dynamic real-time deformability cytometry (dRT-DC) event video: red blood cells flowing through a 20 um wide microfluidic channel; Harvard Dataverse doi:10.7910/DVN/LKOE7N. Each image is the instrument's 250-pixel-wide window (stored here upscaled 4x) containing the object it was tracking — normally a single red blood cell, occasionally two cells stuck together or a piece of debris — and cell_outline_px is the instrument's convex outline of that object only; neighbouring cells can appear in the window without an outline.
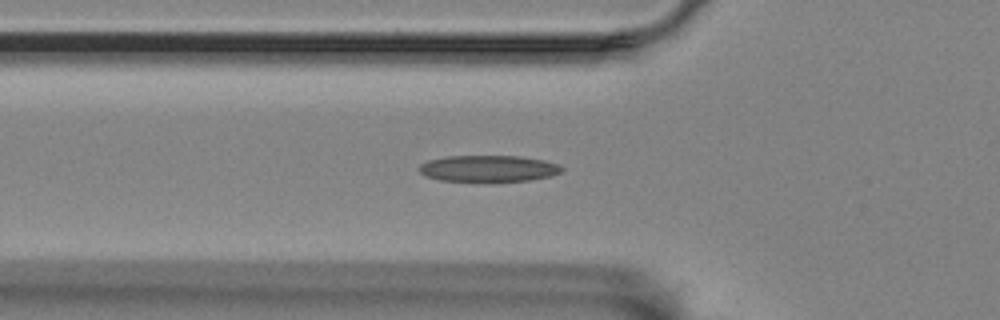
{"species": "Egyptian fruit bat (a non-hibernating species)", "species_latin": "Rousettus aegyptiacus", "temperature_condition": "room temperature", "stored_images_in_passage": 33, "camera_frame_rate_fps": 3000, "um_per_image_px": 0.085, "animal": {"sex": "female"}, "frame": {"image": 1, "passage_image": 2, "time_ms": 0.333, "image_size_px": [1000, 320], "cell_outline_px": [[564, 168], [560, 172], [552, 176], [528, 180], [492, 184], [472, 184], [440, 180], [424, 176], [416, 168], [420, 164], [428, 160], [448, 156], [520, 156], [544, 160], [560, 164]], "centroid_in_image_um": [41.48, 14.38], "position_along_channel_um": 84.3, "area_um2": 23.29}}
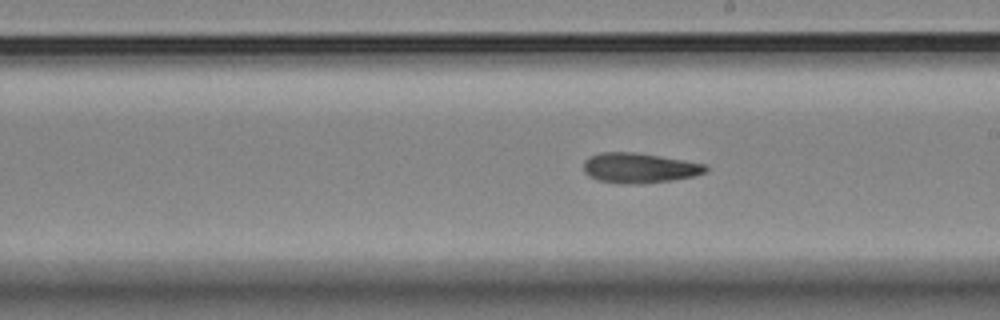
{"frame": {"image": 2, "passage_image": 15, "time_ms": 4.667, "image_size_px": [1000, 320], "cell_outline_px": [[708, 172], [692, 176], [672, 180], [644, 184], [624, 184], [596, 180], [588, 176], [584, 172], [584, 160], [600, 152], [632, 152], [704, 164], [708, 168]], "centroid_in_image_um": [54.3, 14.3], "position_along_channel_um": 234.7, "area_um2": 21.21}}
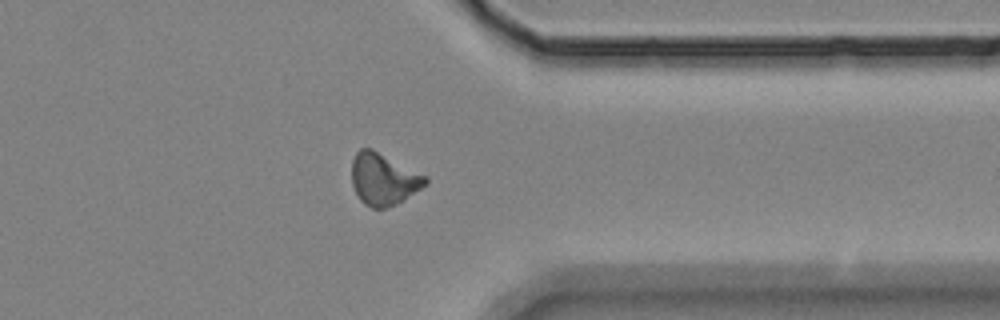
{"frame": {"image": 3, "passage_image": 28, "time_ms": 9.0, "image_size_px": [1000, 320], "cell_outline_px": [[428, 180], [420, 188], [400, 200], [384, 208], [372, 208], [364, 204], [360, 200], [352, 184], [352, 160], [356, 152], [360, 148], [372, 148], [428, 176]], "centroid_in_image_um": [32.56, 15.18], "position_along_channel_um": 378.8, "area_um2": 21.91}}